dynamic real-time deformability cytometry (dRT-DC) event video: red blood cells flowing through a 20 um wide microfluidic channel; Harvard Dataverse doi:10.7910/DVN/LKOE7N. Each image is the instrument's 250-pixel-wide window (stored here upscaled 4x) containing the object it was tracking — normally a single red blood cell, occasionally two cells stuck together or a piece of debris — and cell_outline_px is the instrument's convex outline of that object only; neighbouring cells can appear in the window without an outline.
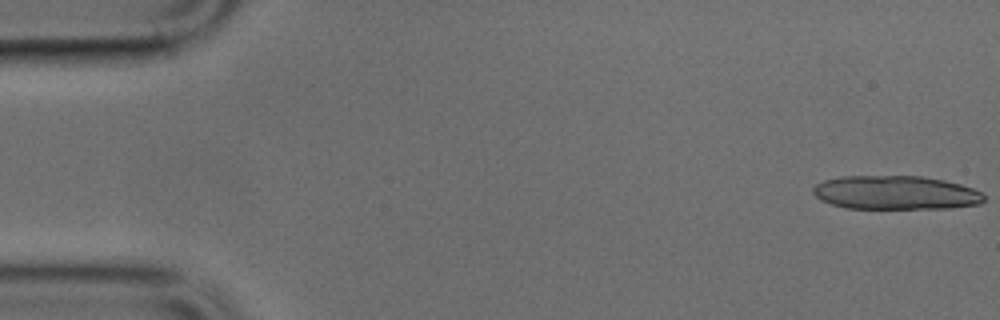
{"species": "common noctule bat (a hibernating species)", "species_latin": "Nyctalus noctula", "temperature_condition": "cold", "stored_images_in_passage": 50, "camera_frame_rate_fps": 3000, "um_per_image_px": 0.085, "animal": {"sex": "male", "body_mass_g": 17.9, "forearm_length_mm": 54.2}, "frame": {"image": 1, "passage_image": 1, "time_ms": 0.0, "image_size_px": [1000, 320], "cell_outline_px": [[984, 200], [980, 204], [952, 208], [848, 208], [832, 204], [820, 200], [812, 192], [812, 188], [816, 184], [824, 180], [840, 176], [920, 176], [944, 180], [960, 184], [972, 188], [980, 192], [984, 196]], "centroid_in_image_um": [76.11, 16.37], "position_along_channel_um": 8.9, "area_um2": 33.64}}
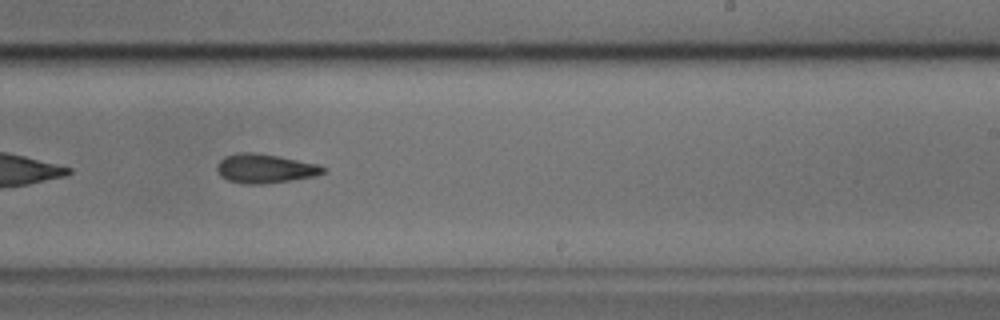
{"frame": {"image": 2, "passage_image": 30, "time_ms": 9.667, "image_size_px": [1000, 320], "cell_outline_px": [[324, 172], [316, 176], [264, 184], [244, 184], [228, 180], [220, 176], [216, 168], [216, 164], [224, 156], [240, 152], [252, 152], [276, 156], [320, 164], [324, 168]], "centroid_in_image_um": [22.49, 14.33], "position_along_channel_um": 266.5, "area_um2": 17.98}}
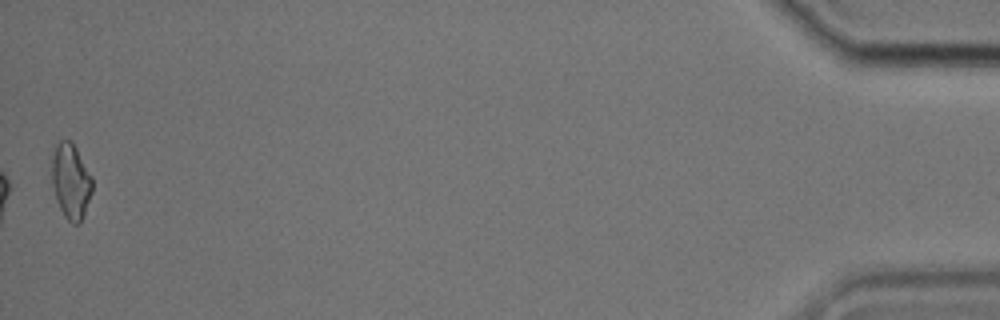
{"frame": {"image": 3, "passage_image": 49, "time_ms": 16.0, "image_size_px": [1000, 320], "cell_outline_px": [[92, 192], [84, 216], [80, 224], [72, 224], [64, 216], [56, 200], [52, 184], [52, 144], [60, 140], [72, 140], [92, 176]], "centroid_in_image_um": [6.01, 15.37], "position_along_channel_um": 429.2, "area_um2": 18.21}}